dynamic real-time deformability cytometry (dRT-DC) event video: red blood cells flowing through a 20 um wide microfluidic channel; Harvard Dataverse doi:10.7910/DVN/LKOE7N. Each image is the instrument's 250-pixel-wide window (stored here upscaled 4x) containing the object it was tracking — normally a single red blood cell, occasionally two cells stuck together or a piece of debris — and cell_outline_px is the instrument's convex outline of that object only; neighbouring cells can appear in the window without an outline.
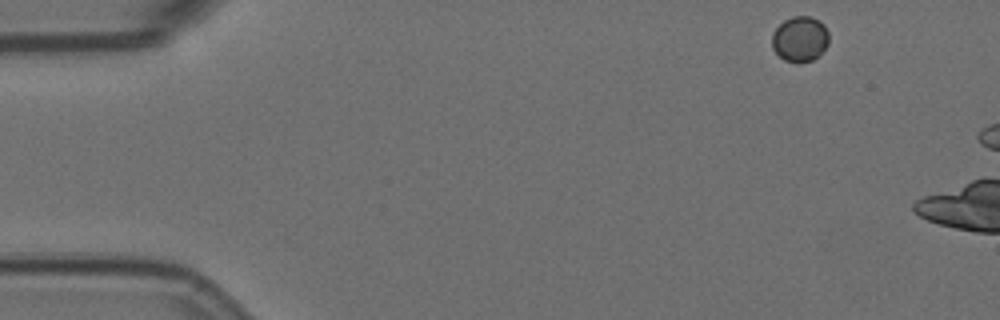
{"species": "Egyptian fruit bat (a non-hibernating species)", "species_latin": "Rousettus aegyptiacus", "temperature_condition": "room temperature", "stored_images_in_passage": 2, "camera_frame_rate_fps": 3000, "um_per_image_px": 0.085, "animal": {"sex": "female"}, "frame": {"image": 1, "passage_image": 1, "time_ms": 0.0, "image_size_px": [1000, 320], "cell_outline_px": [[828, 44], [812, 60], [784, 60], [772, 48], [772, 32], [784, 20], [792, 16], [812, 16], [824, 24], [828, 32]], "centroid_in_image_um": [67.98, 3.25], "position_along_channel_um": 17.0, "area_um2": 14.68}}